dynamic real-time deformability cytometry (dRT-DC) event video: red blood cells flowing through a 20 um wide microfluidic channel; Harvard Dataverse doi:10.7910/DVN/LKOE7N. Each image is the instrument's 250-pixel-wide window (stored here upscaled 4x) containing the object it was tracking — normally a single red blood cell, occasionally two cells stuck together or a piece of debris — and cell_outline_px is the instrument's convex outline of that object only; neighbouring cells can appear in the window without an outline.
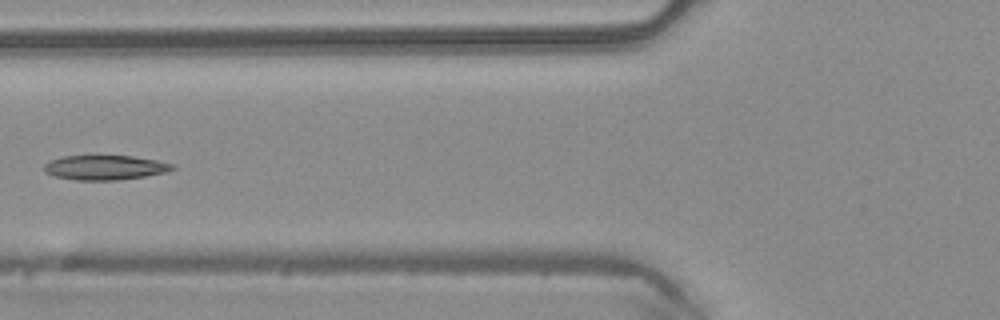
{"species": "common noctule bat (a hibernating species)", "species_latin": "Nyctalus noctula", "temperature_condition": "warm", "stored_images_in_passage": 6, "camera_frame_rate_fps": 3000, "um_per_image_px": 0.085, "animal": {"sex": "male", "body_mass_g": 20.4}, "frame": {"image": 1, "passage_image": 6, "time_ms": 1.667, "image_size_px": [1000, 320], "cell_outline_px": [[176, 168], [164, 172], [144, 176], [116, 180], [76, 180], [56, 176], [44, 172], [44, 164], [60, 156], [132, 156], [156, 160], [172, 164]], "centroid_in_image_um": [8.89, 14.24], "position_along_channel_um": 116.9, "area_um2": 18.15}}